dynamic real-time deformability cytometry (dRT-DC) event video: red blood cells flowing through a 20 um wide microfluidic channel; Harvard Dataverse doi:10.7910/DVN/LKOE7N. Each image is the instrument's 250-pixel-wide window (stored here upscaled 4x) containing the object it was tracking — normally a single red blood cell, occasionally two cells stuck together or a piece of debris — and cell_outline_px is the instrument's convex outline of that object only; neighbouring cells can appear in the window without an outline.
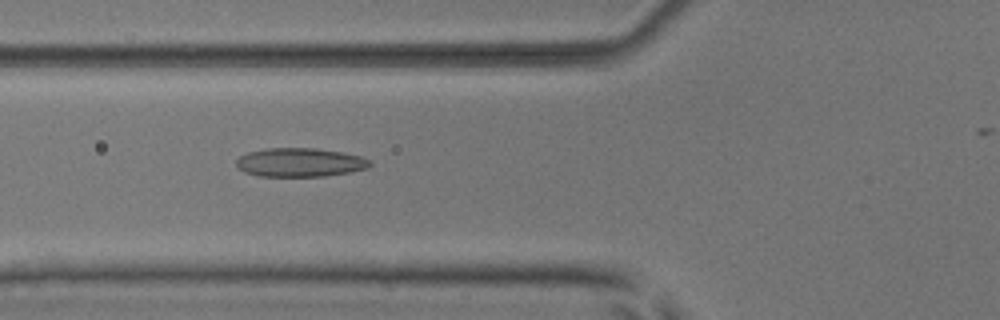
{"species": "common noctule bat (a hibernating species)", "species_latin": "Nyctalus noctula", "temperature_condition": "room temperature", "stored_images_in_passage": 47, "camera_frame_rate_fps": 3000, "um_per_image_px": 0.085, "animal": {"sex": "male", "body_mass_g": 17.9, "forearm_length_mm": 54.2}, "frame": {"image": 1, "passage_image": 19, "time_ms": 6.0, "image_size_px": [1000, 320], "cell_outline_px": [[372, 164], [368, 168], [352, 172], [324, 176], [260, 176], [244, 172], [236, 168], [236, 160], [240, 156], [248, 152], [268, 148], [316, 148], [340, 152], [360, 156], [372, 160]], "centroid_in_image_um": [25.5, 13.81], "position_along_channel_um": 100.3, "area_um2": 22.54}}
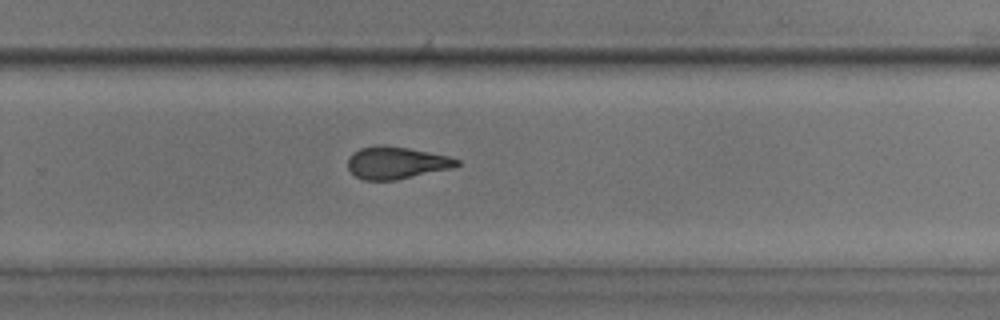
{"frame": {"image": 2, "passage_image": 34, "time_ms": 11.0, "image_size_px": [1000, 320], "cell_outline_px": [[460, 164], [452, 168], [396, 180], [364, 180], [356, 176], [348, 168], [348, 156], [352, 152], [360, 148], [376, 144], [384, 144], [408, 148], [448, 156], [460, 160]], "centroid_in_image_um": [33.66, 13.82], "position_along_channel_um": 296.1, "area_um2": 20.58}}
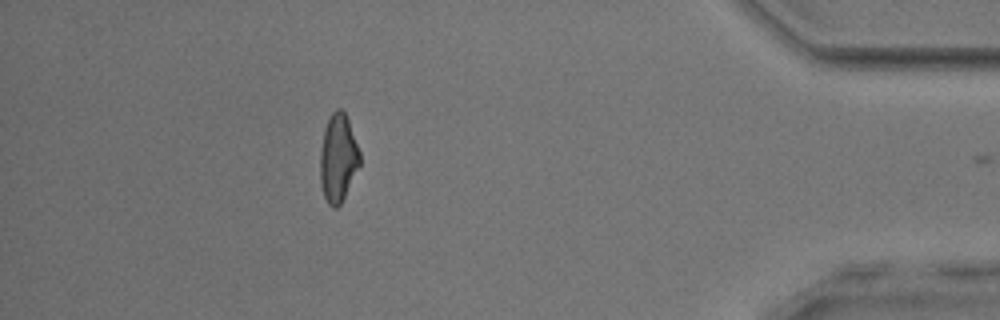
{"frame": {"image": 3, "passage_image": 46, "time_ms": 15.0, "image_size_px": [1000, 320], "cell_outline_px": [[360, 164], [340, 204], [336, 208], [332, 208], [328, 204], [324, 196], [320, 184], [320, 152], [324, 128], [328, 116], [336, 108], [340, 108], [344, 112], [348, 120], [360, 152]], "centroid_in_image_um": [28.71, 13.42], "position_along_channel_um": 406.5, "area_um2": 20.29}, "authors_computed_cell_mechanics": {"area_um2": 21.386, "velocity_mm_per_s": 3.9227, "shape_relaxation_time_tau1_ms": 9.2262, "shape_relaxation_time_tau2_ms": 2.0372, "deformation_change_tau1": 0.2124, "deformation_change_tau2": 0.098}}